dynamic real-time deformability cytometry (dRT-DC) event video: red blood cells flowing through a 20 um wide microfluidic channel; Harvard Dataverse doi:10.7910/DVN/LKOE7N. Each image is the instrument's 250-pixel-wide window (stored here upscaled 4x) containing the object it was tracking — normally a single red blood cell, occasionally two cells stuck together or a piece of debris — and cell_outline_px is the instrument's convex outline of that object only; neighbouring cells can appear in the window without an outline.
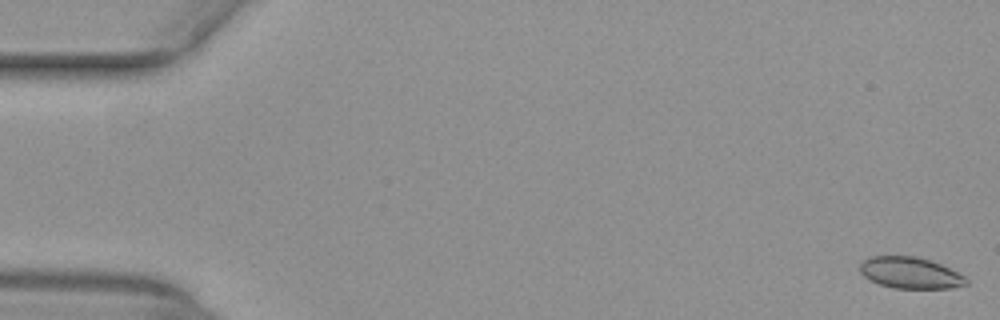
{"species": "common noctule bat (a hibernating species)", "species_latin": "Nyctalus noctula", "temperature_condition": "warm", "stored_images_in_passage": 53, "camera_frame_rate_fps": 3000, "um_per_image_px": 0.085, "animal": {"sex": "female", "body_mass_g": 29.2, "forearm_length_mm": 56.3}, "frame": {"image": 1, "passage_image": 1, "time_ms": 0.0, "image_size_px": [1000, 320], "cell_outline_px": [[968, 284], [952, 288], [892, 288], [868, 280], [860, 272], [860, 264], [868, 256], [916, 256], [940, 264], [964, 276], [968, 280]], "centroid_in_image_um": [77.34, 23.19], "position_along_channel_um": 7.7, "area_um2": 19.36}}
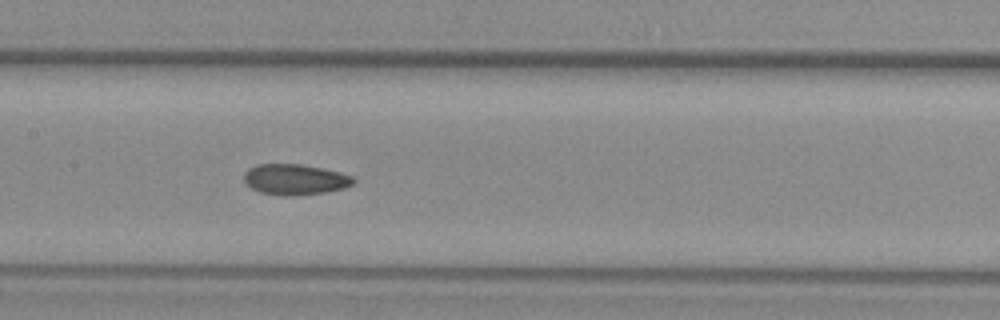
{"frame": {"image": 2, "passage_image": 26, "time_ms": 8.333, "image_size_px": [1000, 320], "cell_outline_px": [[356, 180], [352, 184], [344, 188], [328, 192], [292, 196], [280, 196], [260, 192], [252, 188], [244, 180], [244, 172], [248, 168], [256, 164], [300, 164], [340, 172], [352, 176]], "centroid_in_image_um": [25.07, 15.26], "position_along_channel_um": 182.3, "area_um2": 19.65}}
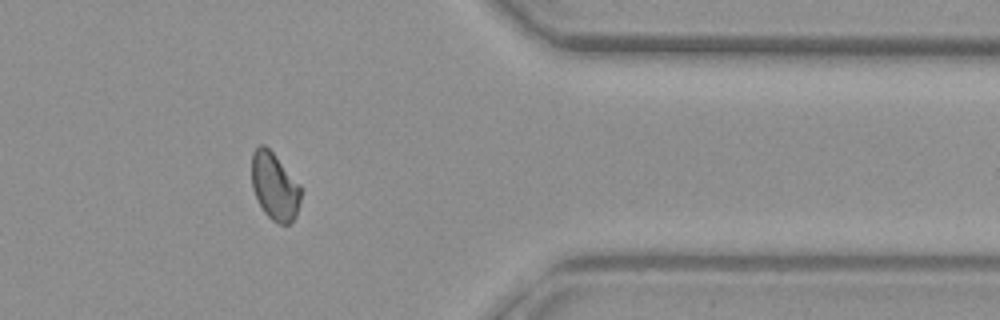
{"frame": {"image": 3, "passage_image": 43, "time_ms": 14.0, "image_size_px": [1000, 320], "cell_outline_px": [[300, 204], [296, 216], [288, 224], [280, 224], [272, 220], [264, 212], [252, 188], [252, 152], [260, 144], [264, 144], [276, 156], [300, 184]], "centroid_in_image_um": [23.34, 15.84], "position_along_channel_um": 388.1, "area_um2": 19.19}, "authors_computed_cell_mechanics": {"area_um2": 19.8254, "velocity_mm_per_s": 3.9725, "shape_relaxation_time_tau1_ms": null, "shape_relaxation_time_tau2_ms": 1.5696, "deformation_change_tau1": null, "deformation_change_tau2": 0.051}}